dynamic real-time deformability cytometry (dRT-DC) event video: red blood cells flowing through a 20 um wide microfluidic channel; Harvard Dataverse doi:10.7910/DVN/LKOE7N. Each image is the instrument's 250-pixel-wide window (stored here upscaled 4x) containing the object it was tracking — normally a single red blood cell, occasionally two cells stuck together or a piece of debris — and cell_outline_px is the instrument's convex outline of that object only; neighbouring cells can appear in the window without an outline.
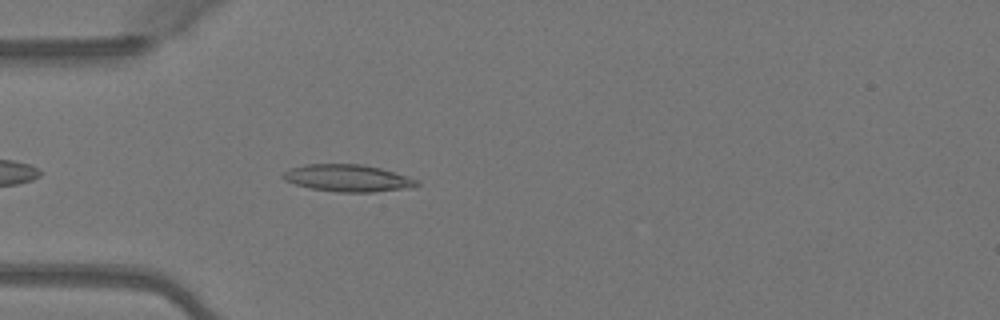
{"species": "Egyptian fruit bat (a non-hibernating species)", "species_latin": "Rousettus aegyptiacus", "temperature_condition": "warm", "stored_images_in_passage": 39, "camera_frame_rate_fps": 3000, "um_per_image_px": 0.085, "animal": {"sex": "female"}, "frame": {"image": 1, "passage_image": 4, "time_ms": 1.0, "image_size_px": [1000, 320], "cell_outline_px": [[420, 184], [416, 188], [372, 192], [336, 192], [308, 188], [284, 180], [280, 176], [288, 168], [304, 164], [360, 164], [380, 168], [408, 176], [420, 180]], "centroid_in_image_um": [29.58, 15.15], "position_along_channel_um": 55.4, "area_um2": 21.5}}
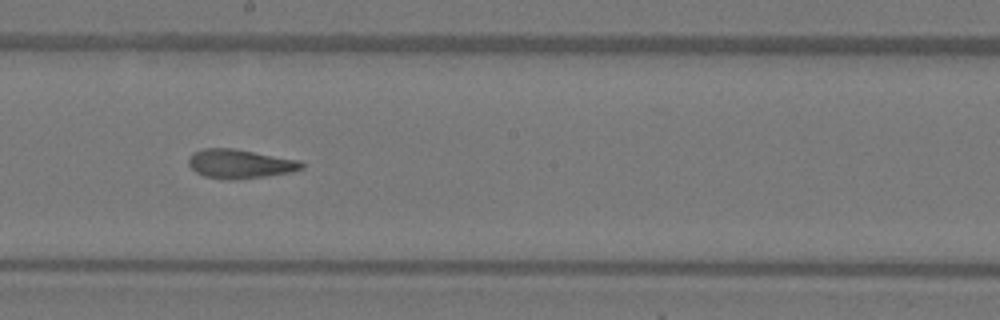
{"frame": {"image": 2, "passage_image": 17, "time_ms": 5.333, "image_size_px": [1000, 320], "cell_outline_px": [[304, 168], [292, 172], [236, 180], [232, 180], [204, 176], [196, 172], [188, 164], [188, 156], [192, 152], [204, 148], [232, 148], [300, 160], [304, 164]], "centroid_in_image_um": [20.38, 13.92], "position_along_channel_um": 227.8, "area_um2": 19.19}}
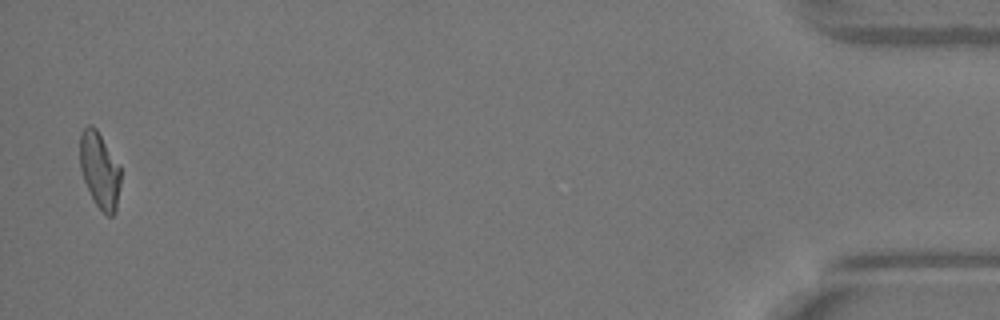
{"frame": {"image": 3, "passage_image": 38, "time_ms": 12.333, "image_size_px": [1000, 320], "cell_outline_px": [[120, 184], [116, 212], [112, 216], [108, 216], [96, 204], [84, 180], [80, 168], [80, 132], [88, 124], [92, 124], [96, 128], [120, 164]], "centroid_in_image_um": [8.48, 14.43], "position_along_channel_um": 426.7, "area_um2": 18.09}, "authors_computed_cell_mechanics": {"area_um2": 18.9006, "velocity_mm_per_s": 4.1022, "shape_relaxation_time_tau1_ms": 7.1111, "shape_relaxation_time_tau2_ms": 2.199, "deformation_change_tau1": 0.2147, "deformation_change_tau2": 0.1059}}